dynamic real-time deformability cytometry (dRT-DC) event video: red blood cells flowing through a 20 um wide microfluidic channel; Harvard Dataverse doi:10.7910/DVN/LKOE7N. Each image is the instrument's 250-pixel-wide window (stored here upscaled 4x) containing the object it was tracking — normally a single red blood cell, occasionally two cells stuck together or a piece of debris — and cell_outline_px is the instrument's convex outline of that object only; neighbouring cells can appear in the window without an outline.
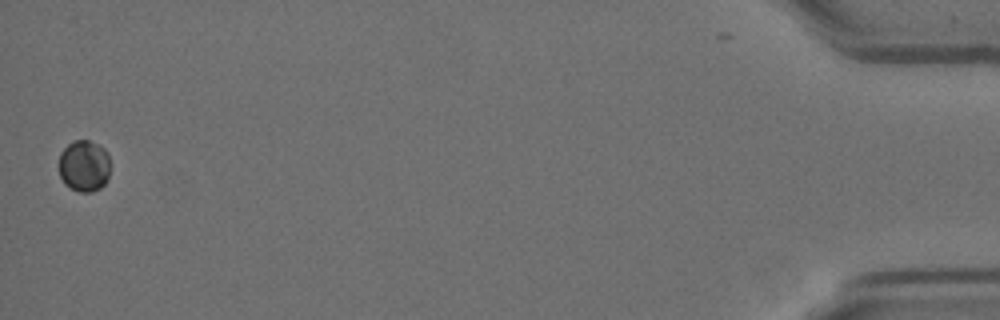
{"species": "Egyptian fruit bat (a non-hibernating species)", "species_latin": "Rousettus aegyptiacus", "temperature_condition": "room temperature", "stored_images_in_passage": 14, "camera_frame_rate_fps": 3000, "um_per_image_px": 0.085, "animal": {"sex": "female"}, "frame": {"image": 1, "passage_image": 14, "time_ms": 18.0, "image_size_px": [1000, 320], "cell_outline_px": [[108, 180], [100, 188], [92, 192], [80, 192], [64, 184], [60, 176], [60, 152], [68, 144], [76, 140], [88, 140], [104, 148], [108, 152]], "centroid_in_image_um": [7.15, 14.11], "position_along_channel_um": 428.1, "area_um2": 15.32}, "authors_computed_cell_mechanics": {"area_um2": 22.4842, "velocity_mm_per_s": 3.5984, "shape_relaxation_time_tau1_ms": 8.7507, "shape_relaxation_time_tau2_ms": null, "deformation_change_tau1": 0.2148, "deformation_change_tau2": null}}